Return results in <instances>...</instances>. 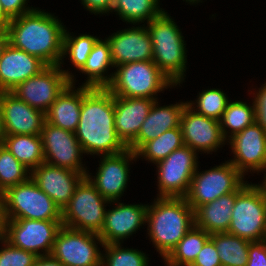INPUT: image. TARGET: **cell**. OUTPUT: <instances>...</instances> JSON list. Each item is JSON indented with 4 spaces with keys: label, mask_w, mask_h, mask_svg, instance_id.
I'll list each match as a JSON object with an SVG mask.
<instances>
[{
    "label": "cell",
    "mask_w": 266,
    "mask_h": 266,
    "mask_svg": "<svg viewBox=\"0 0 266 266\" xmlns=\"http://www.w3.org/2000/svg\"><path fill=\"white\" fill-rule=\"evenodd\" d=\"M74 133L87 155H112L128 149L115 130L114 95L107 88H92L83 97Z\"/></svg>",
    "instance_id": "cell-1"
},
{
    "label": "cell",
    "mask_w": 266,
    "mask_h": 266,
    "mask_svg": "<svg viewBox=\"0 0 266 266\" xmlns=\"http://www.w3.org/2000/svg\"><path fill=\"white\" fill-rule=\"evenodd\" d=\"M65 29L53 13L36 7L13 18L7 27L13 47L38 57L47 66L60 65Z\"/></svg>",
    "instance_id": "cell-2"
},
{
    "label": "cell",
    "mask_w": 266,
    "mask_h": 266,
    "mask_svg": "<svg viewBox=\"0 0 266 266\" xmlns=\"http://www.w3.org/2000/svg\"><path fill=\"white\" fill-rule=\"evenodd\" d=\"M147 234L163 260L195 225L194 210L184 197H157L148 204Z\"/></svg>",
    "instance_id": "cell-3"
},
{
    "label": "cell",
    "mask_w": 266,
    "mask_h": 266,
    "mask_svg": "<svg viewBox=\"0 0 266 266\" xmlns=\"http://www.w3.org/2000/svg\"><path fill=\"white\" fill-rule=\"evenodd\" d=\"M153 44V62L177 87L187 68L186 42L181 29L167 11L147 23Z\"/></svg>",
    "instance_id": "cell-4"
},
{
    "label": "cell",
    "mask_w": 266,
    "mask_h": 266,
    "mask_svg": "<svg viewBox=\"0 0 266 266\" xmlns=\"http://www.w3.org/2000/svg\"><path fill=\"white\" fill-rule=\"evenodd\" d=\"M111 83L106 87L114 96L158 100V93L176 85L153 61H138L114 67Z\"/></svg>",
    "instance_id": "cell-5"
},
{
    "label": "cell",
    "mask_w": 266,
    "mask_h": 266,
    "mask_svg": "<svg viewBox=\"0 0 266 266\" xmlns=\"http://www.w3.org/2000/svg\"><path fill=\"white\" fill-rule=\"evenodd\" d=\"M228 233L250 242L266 236V194L256 185L245 182L236 191Z\"/></svg>",
    "instance_id": "cell-6"
},
{
    "label": "cell",
    "mask_w": 266,
    "mask_h": 266,
    "mask_svg": "<svg viewBox=\"0 0 266 266\" xmlns=\"http://www.w3.org/2000/svg\"><path fill=\"white\" fill-rule=\"evenodd\" d=\"M108 204L111 205V202L84 177L76 186L70 202L62 210V226L99 234Z\"/></svg>",
    "instance_id": "cell-7"
},
{
    "label": "cell",
    "mask_w": 266,
    "mask_h": 266,
    "mask_svg": "<svg viewBox=\"0 0 266 266\" xmlns=\"http://www.w3.org/2000/svg\"><path fill=\"white\" fill-rule=\"evenodd\" d=\"M6 220L62 221V210L31 177L4 192Z\"/></svg>",
    "instance_id": "cell-8"
},
{
    "label": "cell",
    "mask_w": 266,
    "mask_h": 266,
    "mask_svg": "<svg viewBox=\"0 0 266 266\" xmlns=\"http://www.w3.org/2000/svg\"><path fill=\"white\" fill-rule=\"evenodd\" d=\"M198 169L184 197L194 211L222 195L237 191L246 182L245 177L228 160L208 170L199 172Z\"/></svg>",
    "instance_id": "cell-9"
},
{
    "label": "cell",
    "mask_w": 266,
    "mask_h": 266,
    "mask_svg": "<svg viewBox=\"0 0 266 266\" xmlns=\"http://www.w3.org/2000/svg\"><path fill=\"white\" fill-rule=\"evenodd\" d=\"M74 77L59 65L47 66L38 75L18 84L10 92L29 106L46 113L69 84H76Z\"/></svg>",
    "instance_id": "cell-10"
},
{
    "label": "cell",
    "mask_w": 266,
    "mask_h": 266,
    "mask_svg": "<svg viewBox=\"0 0 266 266\" xmlns=\"http://www.w3.org/2000/svg\"><path fill=\"white\" fill-rule=\"evenodd\" d=\"M61 227L62 221L5 220L2 237L12 246L32 252L36 256L51 255Z\"/></svg>",
    "instance_id": "cell-11"
},
{
    "label": "cell",
    "mask_w": 266,
    "mask_h": 266,
    "mask_svg": "<svg viewBox=\"0 0 266 266\" xmlns=\"http://www.w3.org/2000/svg\"><path fill=\"white\" fill-rule=\"evenodd\" d=\"M198 153L184 145L157 162V197H185L198 168Z\"/></svg>",
    "instance_id": "cell-12"
},
{
    "label": "cell",
    "mask_w": 266,
    "mask_h": 266,
    "mask_svg": "<svg viewBox=\"0 0 266 266\" xmlns=\"http://www.w3.org/2000/svg\"><path fill=\"white\" fill-rule=\"evenodd\" d=\"M99 244L101 247L104 245L98 234L62 226L56 235L51 255L65 266H101Z\"/></svg>",
    "instance_id": "cell-13"
},
{
    "label": "cell",
    "mask_w": 266,
    "mask_h": 266,
    "mask_svg": "<svg viewBox=\"0 0 266 266\" xmlns=\"http://www.w3.org/2000/svg\"><path fill=\"white\" fill-rule=\"evenodd\" d=\"M41 138L44 162L78 173L89 171L82 162L84 152L74 132L56 127L45 121Z\"/></svg>",
    "instance_id": "cell-14"
},
{
    "label": "cell",
    "mask_w": 266,
    "mask_h": 266,
    "mask_svg": "<svg viewBox=\"0 0 266 266\" xmlns=\"http://www.w3.org/2000/svg\"><path fill=\"white\" fill-rule=\"evenodd\" d=\"M101 157L96 175L91 176L88 171L86 177L105 199L120 201L129 181V163L137 160L136 153L128 148L121 153Z\"/></svg>",
    "instance_id": "cell-15"
},
{
    "label": "cell",
    "mask_w": 266,
    "mask_h": 266,
    "mask_svg": "<svg viewBox=\"0 0 266 266\" xmlns=\"http://www.w3.org/2000/svg\"><path fill=\"white\" fill-rule=\"evenodd\" d=\"M232 149V165L245 174L260 173L266 163V131L255 121L228 139Z\"/></svg>",
    "instance_id": "cell-16"
},
{
    "label": "cell",
    "mask_w": 266,
    "mask_h": 266,
    "mask_svg": "<svg viewBox=\"0 0 266 266\" xmlns=\"http://www.w3.org/2000/svg\"><path fill=\"white\" fill-rule=\"evenodd\" d=\"M180 128L184 144L198 154L216 152L227 143L219 121L197 114L188 106L182 113Z\"/></svg>",
    "instance_id": "cell-17"
},
{
    "label": "cell",
    "mask_w": 266,
    "mask_h": 266,
    "mask_svg": "<svg viewBox=\"0 0 266 266\" xmlns=\"http://www.w3.org/2000/svg\"><path fill=\"white\" fill-rule=\"evenodd\" d=\"M116 206L107 209L104 225L98 234L103 244L123 243V240L146 224L148 204H124L112 201Z\"/></svg>",
    "instance_id": "cell-18"
},
{
    "label": "cell",
    "mask_w": 266,
    "mask_h": 266,
    "mask_svg": "<svg viewBox=\"0 0 266 266\" xmlns=\"http://www.w3.org/2000/svg\"><path fill=\"white\" fill-rule=\"evenodd\" d=\"M142 25L118 30L106 38L114 67L130 62L153 61L151 37L145 24Z\"/></svg>",
    "instance_id": "cell-19"
},
{
    "label": "cell",
    "mask_w": 266,
    "mask_h": 266,
    "mask_svg": "<svg viewBox=\"0 0 266 266\" xmlns=\"http://www.w3.org/2000/svg\"><path fill=\"white\" fill-rule=\"evenodd\" d=\"M5 135H41L45 113L29 106L11 92H0Z\"/></svg>",
    "instance_id": "cell-20"
},
{
    "label": "cell",
    "mask_w": 266,
    "mask_h": 266,
    "mask_svg": "<svg viewBox=\"0 0 266 266\" xmlns=\"http://www.w3.org/2000/svg\"><path fill=\"white\" fill-rule=\"evenodd\" d=\"M86 174L44 162L31 171L30 177L63 210L70 202L76 186Z\"/></svg>",
    "instance_id": "cell-21"
},
{
    "label": "cell",
    "mask_w": 266,
    "mask_h": 266,
    "mask_svg": "<svg viewBox=\"0 0 266 266\" xmlns=\"http://www.w3.org/2000/svg\"><path fill=\"white\" fill-rule=\"evenodd\" d=\"M46 67L47 65L38 57L9 43L0 57V92H10L18 84L38 75Z\"/></svg>",
    "instance_id": "cell-22"
},
{
    "label": "cell",
    "mask_w": 266,
    "mask_h": 266,
    "mask_svg": "<svg viewBox=\"0 0 266 266\" xmlns=\"http://www.w3.org/2000/svg\"><path fill=\"white\" fill-rule=\"evenodd\" d=\"M155 99L114 96L115 130L128 147L138 136Z\"/></svg>",
    "instance_id": "cell-23"
},
{
    "label": "cell",
    "mask_w": 266,
    "mask_h": 266,
    "mask_svg": "<svg viewBox=\"0 0 266 266\" xmlns=\"http://www.w3.org/2000/svg\"><path fill=\"white\" fill-rule=\"evenodd\" d=\"M155 100L148 116L141 125L137 138L128 146L133 152H137L146 142L159 137L162 133L180 127L182 113L187 102L160 106Z\"/></svg>",
    "instance_id": "cell-24"
},
{
    "label": "cell",
    "mask_w": 266,
    "mask_h": 266,
    "mask_svg": "<svg viewBox=\"0 0 266 266\" xmlns=\"http://www.w3.org/2000/svg\"><path fill=\"white\" fill-rule=\"evenodd\" d=\"M80 87V88H79ZM69 84L51 104L45 113L46 122L72 132H75L80 119L83 97L91 87Z\"/></svg>",
    "instance_id": "cell-25"
},
{
    "label": "cell",
    "mask_w": 266,
    "mask_h": 266,
    "mask_svg": "<svg viewBox=\"0 0 266 266\" xmlns=\"http://www.w3.org/2000/svg\"><path fill=\"white\" fill-rule=\"evenodd\" d=\"M235 200L236 191L199 206L194 211L195 226L209 234L228 232Z\"/></svg>",
    "instance_id": "cell-26"
},
{
    "label": "cell",
    "mask_w": 266,
    "mask_h": 266,
    "mask_svg": "<svg viewBox=\"0 0 266 266\" xmlns=\"http://www.w3.org/2000/svg\"><path fill=\"white\" fill-rule=\"evenodd\" d=\"M112 67H114V64L109 43L106 37L104 40L99 38L94 44L87 61L79 70L82 74L87 75V80L82 83V86L106 88L111 83L114 75V72L108 75L109 68Z\"/></svg>",
    "instance_id": "cell-27"
},
{
    "label": "cell",
    "mask_w": 266,
    "mask_h": 266,
    "mask_svg": "<svg viewBox=\"0 0 266 266\" xmlns=\"http://www.w3.org/2000/svg\"><path fill=\"white\" fill-rule=\"evenodd\" d=\"M1 144L30 171L44 163L41 135H5Z\"/></svg>",
    "instance_id": "cell-28"
},
{
    "label": "cell",
    "mask_w": 266,
    "mask_h": 266,
    "mask_svg": "<svg viewBox=\"0 0 266 266\" xmlns=\"http://www.w3.org/2000/svg\"><path fill=\"white\" fill-rule=\"evenodd\" d=\"M210 234L195 225L164 259L165 266H191Z\"/></svg>",
    "instance_id": "cell-29"
},
{
    "label": "cell",
    "mask_w": 266,
    "mask_h": 266,
    "mask_svg": "<svg viewBox=\"0 0 266 266\" xmlns=\"http://www.w3.org/2000/svg\"><path fill=\"white\" fill-rule=\"evenodd\" d=\"M160 0H114L111 13L116 12L123 22L137 25L150 22L166 10L160 8Z\"/></svg>",
    "instance_id": "cell-30"
},
{
    "label": "cell",
    "mask_w": 266,
    "mask_h": 266,
    "mask_svg": "<svg viewBox=\"0 0 266 266\" xmlns=\"http://www.w3.org/2000/svg\"><path fill=\"white\" fill-rule=\"evenodd\" d=\"M222 266H247L250 241L228 232L212 233Z\"/></svg>",
    "instance_id": "cell-31"
},
{
    "label": "cell",
    "mask_w": 266,
    "mask_h": 266,
    "mask_svg": "<svg viewBox=\"0 0 266 266\" xmlns=\"http://www.w3.org/2000/svg\"><path fill=\"white\" fill-rule=\"evenodd\" d=\"M255 121L256 113L254 101L252 104H248L243 101L231 102L230 100L219 122L222 135L228 141L233 135L243 131Z\"/></svg>",
    "instance_id": "cell-32"
},
{
    "label": "cell",
    "mask_w": 266,
    "mask_h": 266,
    "mask_svg": "<svg viewBox=\"0 0 266 266\" xmlns=\"http://www.w3.org/2000/svg\"><path fill=\"white\" fill-rule=\"evenodd\" d=\"M184 141L180 127L162 133L156 139L146 142L137 152V159L144 158L151 163L165 159L173 151L183 147Z\"/></svg>",
    "instance_id": "cell-33"
},
{
    "label": "cell",
    "mask_w": 266,
    "mask_h": 266,
    "mask_svg": "<svg viewBox=\"0 0 266 266\" xmlns=\"http://www.w3.org/2000/svg\"><path fill=\"white\" fill-rule=\"evenodd\" d=\"M99 39L97 36L89 34H80L78 36L71 35L67 29H65L63 37V53L60 62V67L64 63V58H69L72 65L79 71L93 49L94 44ZM69 55V56H68Z\"/></svg>",
    "instance_id": "cell-34"
},
{
    "label": "cell",
    "mask_w": 266,
    "mask_h": 266,
    "mask_svg": "<svg viewBox=\"0 0 266 266\" xmlns=\"http://www.w3.org/2000/svg\"><path fill=\"white\" fill-rule=\"evenodd\" d=\"M229 97L218 88H208L197 95L195 101H186L187 106L194 112L208 118L220 121L226 109ZM196 108V109H195Z\"/></svg>",
    "instance_id": "cell-35"
},
{
    "label": "cell",
    "mask_w": 266,
    "mask_h": 266,
    "mask_svg": "<svg viewBox=\"0 0 266 266\" xmlns=\"http://www.w3.org/2000/svg\"><path fill=\"white\" fill-rule=\"evenodd\" d=\"M102 247L101 266H149V257L141 250L122 247L121 243L104 244Z\"/></svg>",
    "instance_id": "cell-36"
},
{
    "label": "cell",
    "mask_w": 266,
    "mask_h": 266,
    "mask_svg": "<svg viewBox=\"0 0 266 266\" xmlns=\"http://www.w3.org/2000/svg\"><path fill=\"white\" fill-rule=\"evenodd\" d=\"M31 171L19 162L12 153L0 143V190L27 181Z\"/></svg>",
    "instance_id": "cell-37"
},
{
    "label": "cell",
    "mask_w": 266,
    "mask_h": 266,
    "mask_svg": "<svg viewBox=\"0 0 266 266\" xmlns=\"http://www.w3.org/2000/svg\"><path fill=\"white\" fill-rule=\"evenodd\" d=\"M0 266H32L38 257L34 253L12 246L0 238Z\"/></svg>",
    "instance_id": "cell-38"
},
{
    "label": "cell",
    "mask_w": 266,
    "mask_h": 266,
    "mask_svg": "<svg viewBox=\"0 0 266 266\" xmlns=\"http://www.w3.org/2000/svg\"><path fill=\"white\" fill-rule=\"evenodd\" d=\"M191 266H222L215 244L209 238Z\"/></svg>",
    "instance_id": "cell-39"
},
{
    "label": "cell",
    "mask_w": 266,
    "mask_h": 266,
    "mask_svg": "<svg viewBox=\"0 0 266 266\" xmlns=\"http://www.w3.org/2000/svg\"><path fill=\"white\" fill-rule=\"evenodd\" d=\"M253 93L256 122L266 131V82Z\"/></svg>",
    "instance_id": "cell-40"
},
{
    "label": "cell",
    "mask_w": 266,
    "mask_h": 266,
    "mask_svg": "<svg viewBox=\"0 0 266 266\" xmlns=\"http://www.w3.org/2000/svg\"><path fill=\"white\" fill-rule=\"evenodd\" d=\"M247 266H266V241L250 242Z\"/></svg>",
    "instance_id": "cell-41"
},
{
    "label": "cell",
    "mask_w": 266,
    "mask_h": 266,
    "mask_svg": "<svg viewBox=\"0 0 266 266\" xmlns=\"http://www.w3.org/2000/svg\"><path fill=\"white\" fill-rule=\"evenodd\" d=\"M29 0H0L4 12L11 18H16L22 14H26L32 10L34 7L28 6Z\"/></svg>",
    "instance_id": "cell-42"
},
{
    "label": "cell",
    "mask_w": 266,
    "mask_h": 266,
    "mask_svg": "<svg viewBox=\"0 0 266 266\" xmlns=\"http://www.w3.org/2000/svg\"><path fill=\"white\" fill-rule=\"evenodd\" d=\"M83 8L94 15L107 14L111 12L114 0H81Z\"/></svg>",
    "instance_id": "cell-43"
},
{
    "label": "cell",
    "mask_w": 266,
    "mask_h": 266,
    "mask_svg": "<svg viewBox=\"0 0 266 266\" xmlns=\"http://www.w3.org/2000/svg\"><path fill=\"white\" fill-rule=\"evenodd\" d=\"M32 266H65L60 260L52 255L38 256Z\"/></svg>",
    "instance_id": "cell-44"
},
{
    "label": "cell",
    "mask_w": 266,
    "mask_h": 266,
    "mask_svg": "<svg viewBox=\"0 0 266 266\" xmlns=\"http://www.w3.org/2000/svg\"><path fill=\"white\" fill-rule=\"evenodd\" d=\"M9 44V36L7 29H0V57L5 47Z\"/></svg>",
    "instance_id": "cell-45"
},
{
    "label": "cell",
    "mask_w": 266,
    "mask_h": 266,
    "mask_svg": "<svg viewBox=\"0 0 266 266\" xmlns=\"http://www.w3.org/2000/svg\"><path fill=\"white\" fill-rule=\"evenodd\" d=\"M11 20L12 19L4 12V9L0 2V29H7Z\"/></svg>",
    "instance_id": "cell-46"
},
{
    "label": "cell",
    "mask_w": 266,
    "mask_h": 266,
    "mask_svg": "<svg viewBox=\"0 0 266 266\" xmlns=\"http://www.w3.org/2000/svg\"><path fill=\"white\" fill-rule=\"evenodd\" d=\"M5 204H4V192L0 190V225L3 227L5 223Z\"/></svg>",
    "instance_id": "cell-47"
},
{
    "label": "cell",
    "mask_w": 266,
    "mask_h": 266,
    "mask_svg": "<svg viewBox=\"0 0 266 266\" xmlns=\"http://www.w3.org/2000/svg\"><path fill=\"white\" fill-rule=\"evenodd\" d=\"M4 136H5V129H4V122H3L2 108L0 105V143L2 142Z\"/></svg>",
    "instance_id": "cell-48"
},
{
    "label": "cell",
    "mask_w": 266,
    "mask_h": 266,
    "mask_svg": "<svg viewBox=\"0 0 266 266\" xmlns=\"http://www.w3.org/2000/svg\"><path fill=\"white\" fill-rule=\"evenodd\" d=\"M262 172H264V179L261 184H256V185L266 194V163L260 173Z\"/></svg>",
    "instance_id": "cell-49"
},
{
    "label": "cell",
    "mask_w": 266,
    "mask_h": 266,
    "mask_svg": "<svg viewBox=\"0 0 266 266\" xmlns=\"http://www.w3.org/2000/svg\"><path fill=\"white\" fill-rule=\"evenodd\" d=\"M183 1H186V2H188L189 4H197V3H200V2H202V0H183Z\"/></svg>",
    "instance_id": "cell-50"
},
{
    "label": "cell",
    "mask_w": 266,
    "mask_h": 266,
    "mask_svg": "<svg viewBox=\"0 0 266 266\" xmlns=\"http://www.w3.org/2000/svg\"><path fill=\"white\" fill-rule=\"evenodd\" d=\"M2 230H3V227L0 225V238L2 237Z\"/></svg>",
    "instance_id": "cell-51"
}]
</instances>
